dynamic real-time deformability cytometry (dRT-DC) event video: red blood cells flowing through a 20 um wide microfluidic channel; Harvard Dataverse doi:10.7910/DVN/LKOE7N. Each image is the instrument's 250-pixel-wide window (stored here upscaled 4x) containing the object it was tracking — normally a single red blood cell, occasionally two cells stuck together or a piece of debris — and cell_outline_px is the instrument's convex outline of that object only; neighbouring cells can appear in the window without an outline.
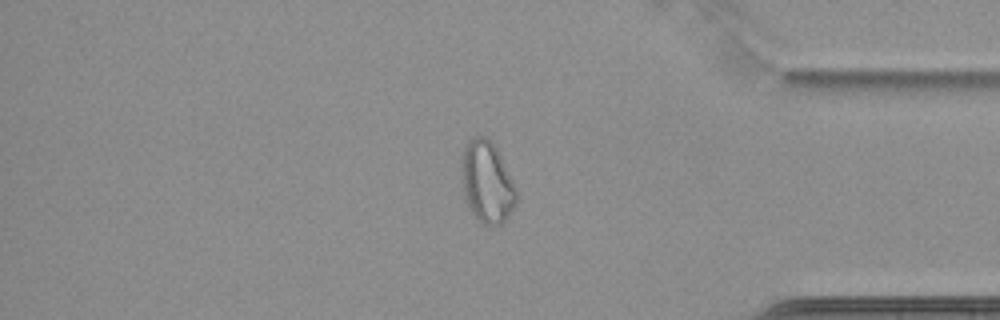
{"species": "common noctule bat (a hibernating species)", "species_latin": "Nyctalus noctula", "temperature_condition": "cold", "stored_images_in_passage": 65, "camera_frame_rate_fps": 3000, "um_per_image_px": 0.085, "animal": {"sex": "female", "body_mass_g": 22.7, "forearm_length_mm": 54.2}, "frame": {"image": 1, "passage_image": 56, "time_ms": 18.333, "image_size_px": [1000, 320], "cell_outline_px": [[516, 204], [508, 216], [500, 224], [484, 224], [472, 216], [464, 196], [460, 172], [460, 168], [464, 148], [468, 140], [472, 136], [484, 136], [496, 148], [516, 188]], "centroid_in_image_um": [41.35, 15.49], "position_along_channel_um": 393.9, "area_um2": 25.95}, "authors_computed_cell_mechanics": {"area_um2": 26.3568, "velocity_mm_per_s": 3.4653, "shape_relaxation_time_tau1_ms": null, "shape_relaxation_time_tau2_ms": 4.4986, "deformation_change_tau1": null, "deformation_change_tau2": 0.0977}}